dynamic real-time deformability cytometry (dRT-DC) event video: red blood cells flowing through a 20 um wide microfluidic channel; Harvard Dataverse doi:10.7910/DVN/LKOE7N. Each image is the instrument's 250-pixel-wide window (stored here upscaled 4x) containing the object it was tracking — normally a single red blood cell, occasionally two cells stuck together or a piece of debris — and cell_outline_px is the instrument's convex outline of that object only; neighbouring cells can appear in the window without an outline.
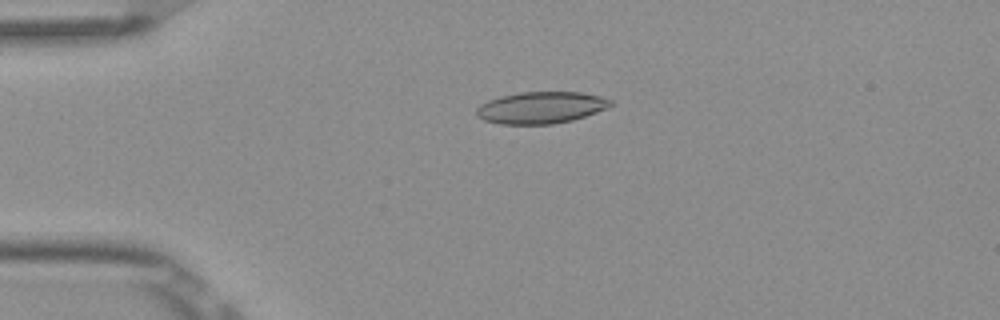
{"species": "Egyptian fruit bat (a non-hibernating species)", "species_latin": "Rousettus aegyptiacus", "temperature_condition": "room temperature", "stored_images_in_passage": 6, "camera_frame_rate_fps": 3000, "um_per_image_px": 0.085, "frame": {"image": 1, "passage_image": 4, "time_ms": 1.0, "image_size_px": [1000, 320], "cell_outline_px": [[612, 104], [596, 112], [572, 120], [552, 124], [500, 124], [484, 120], [476, 116], [476, 108], [480, 104], [488, 100], [500, 96], [520, 92], [580, 92], [600, 96], [612, 100]], "centroid_in_image_um": [45.93, 9.14], "position_along_channel_um": 39.1, "area_um2": 24.74}}
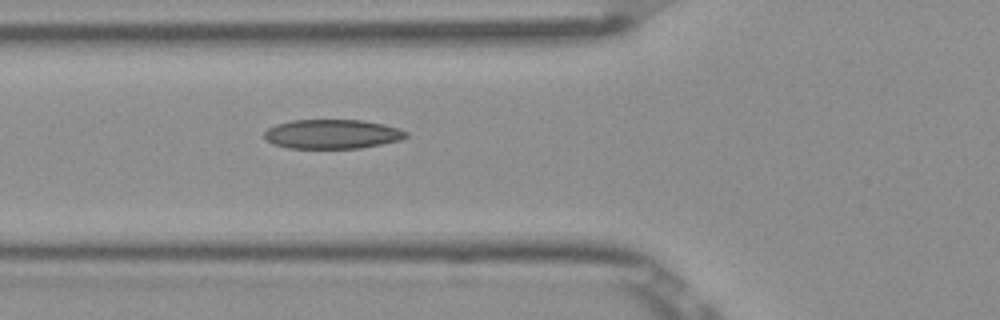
{"frame": {"image": 2, "passage_image": 6, "time_ms": 1.667, "image_size_px": [1000, 320], "cell_outline_px": [[408, 136], [400, 140], [360, 148], [288, 148], [272, 144], [264, 136], [264, 132], [268, 128], [276, 124], [292, 120], [364, 120], [384, 124], [400, 128], [408, 132]], "centroid_in_image_um": [28.25, 11.39], "position_along_channel_um": 97.5, "area_um2": 24.28}}